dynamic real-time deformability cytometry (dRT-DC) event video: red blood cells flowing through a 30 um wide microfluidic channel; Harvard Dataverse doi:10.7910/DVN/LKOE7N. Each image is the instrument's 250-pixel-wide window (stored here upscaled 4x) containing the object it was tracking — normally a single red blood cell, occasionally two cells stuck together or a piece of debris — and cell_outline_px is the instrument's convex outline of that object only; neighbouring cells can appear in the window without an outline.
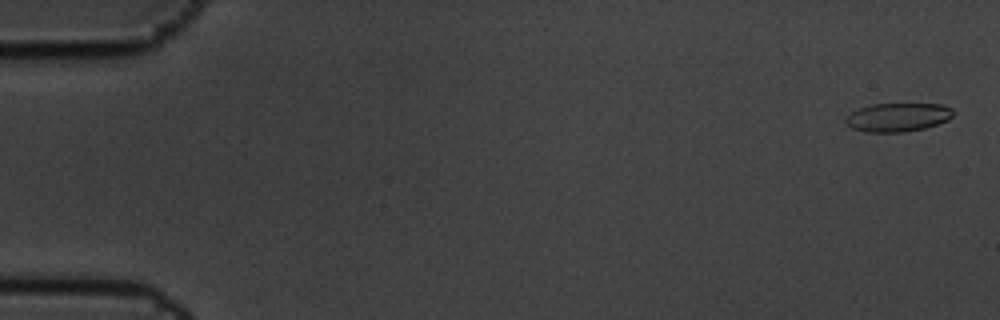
{"species": "common noctule bat (a hibernating species)", "species_latin": "Nyctalus noctula", "temperature_condition": "cold", "stored_images_in_passage": 4, "camera_frame_rate_fps": 3000, "um_per_image_px": 0.085, "animal": {"sex": "male", "body_mass_g": 19.5, "forearm_length_mm": 54.6}, "frame": {"image": 1, "passage_image": 1, "time_ms": 0.0, "image_size_px": [1000, 320], "cell_outline_px": [[952, 116], [948, 120], [924, 128], [904, 132], [864, 132], [852, 128], [844, 120], [852, 112], [860, 108], [872, 104], [940, 104], [952, 108]], "centroid_in_image_um": [76.31, 9.97], "position_along_channel_um": 8.7, "area_um2": 17.74}}